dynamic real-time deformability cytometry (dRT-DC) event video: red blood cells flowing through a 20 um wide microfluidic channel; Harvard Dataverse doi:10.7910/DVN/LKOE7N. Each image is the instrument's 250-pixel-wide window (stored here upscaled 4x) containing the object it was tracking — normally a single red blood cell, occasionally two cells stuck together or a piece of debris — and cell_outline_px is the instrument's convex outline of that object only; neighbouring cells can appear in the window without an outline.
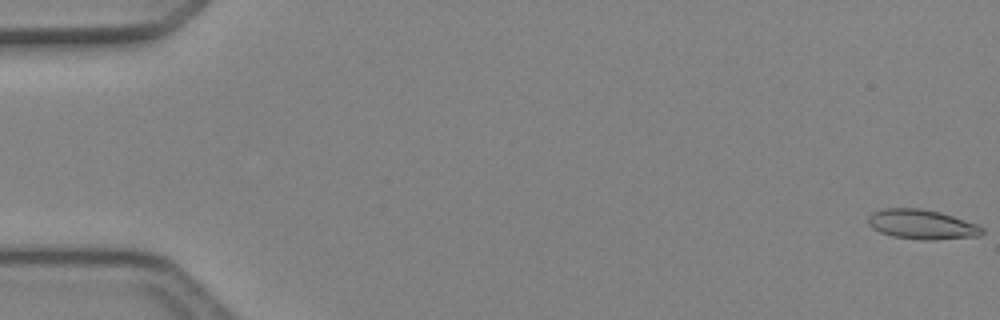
{"species": "Egyptian fruit bat (a non-hibernating species)", "species_latin": "Rousettus aegyptiacus", "temperature_condition": "cold", "stored_images_in_passage": 49, "camera_frame_rate_fps": 3000, "um_per_image_px": 0.085, "animal": {"sex": "female"}, "frame": {"image": 1, "passage_image": 1, "time_ms": 0.0, "image_size_px": [1000, 320], "cell_outline_px": [[984, 232], [980, 236], [932, 240], [924, 240], [892, 236], [880, 232], [872, 228], [868, 224], [868, 216], [872, 212], [884, 208], [920, 208], [940, 212], [976, 224], [984, 228]], "centroid_in_image_um": [78.34, 19.07], "position_along_channel_um": 6.7, "area_um2": 19.71}}
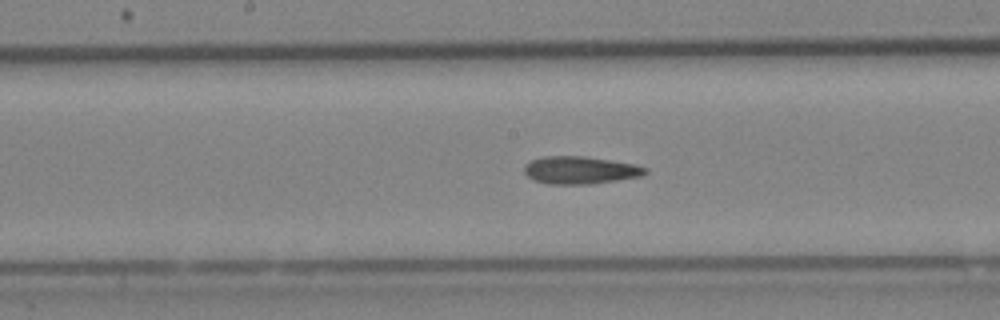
{"frame": {"image": 2, "passage_image": 26, "time_ms": 8.333, "image_size_px": [1000, 320], "cell_outline_px": [[648, 172], [644, 176], [592, 184], [548, 184], [532, 180], [524, 172], [524, 168], [532, 160], [544, 156], [580, 156], [636, 164], [648, 168]], "centroid_in_image_um": [49.36, 14.48], "position_along_channel_um": 198.8, "area_um2": 19.48}}
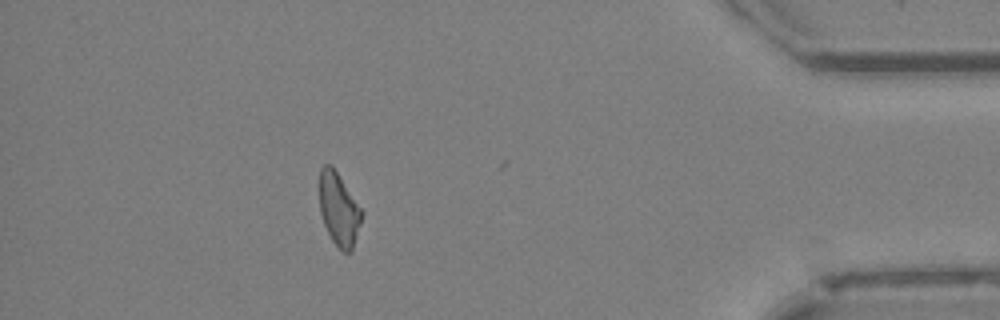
{"frame": {"image": 3, "passage_image": 44, "time_ms": 14.333, "image_size_px": [1000, 320], "cell_outline_px": [[364, 212], [352, 252], [344, 252], [332, 240], [324, 224], [320, 212], [320, 168], [324, 164], [328, 164], [336, 172]], "centroid_in_image_um": [28.82, 17.82], "position_along_channel_um": 406.4, "area_um2": 17.63}, "authors_computed_cell_mechanics": {"area_um2": 19.0162, "velocity_mm_per_s": 4.2367, "shape_relaxation_time_tau1_ms": null, "shape_relaxation_time_tau2_ms": 8.0051, "deformation_change_tau1": null, "deformation_change_tau2": 0.1847}}